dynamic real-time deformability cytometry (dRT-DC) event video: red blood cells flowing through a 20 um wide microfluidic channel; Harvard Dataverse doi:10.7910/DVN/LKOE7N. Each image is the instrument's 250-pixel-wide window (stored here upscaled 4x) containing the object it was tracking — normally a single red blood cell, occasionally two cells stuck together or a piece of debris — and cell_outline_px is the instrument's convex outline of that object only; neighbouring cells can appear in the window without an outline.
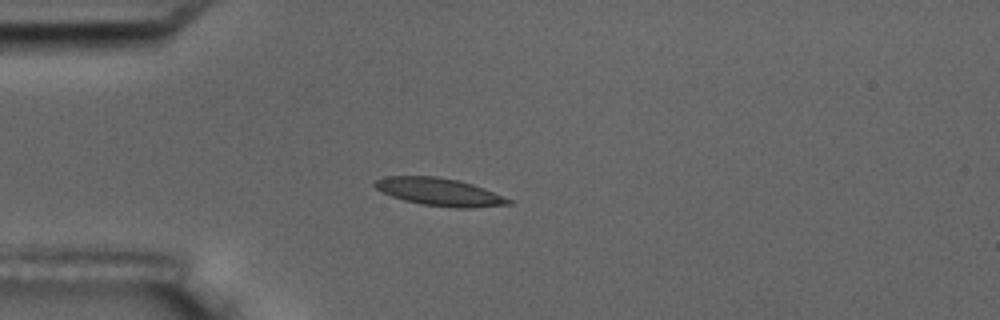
{"species": "common noctule bat (a hibernating species)", "species_latin": "Nyctalus noctula", "temperature_condition": "room temperature", "stored_images_in_passage": 1, "camera_frame_rate_fps": 3000, "um_per_image_px": 0.085, "animal": {"sex": "male", "body_mass_g": 17.5, "forearm_length_mm": 52.3}, "frame": {"image": 1, "passage_image": 1, "time_ms": 0.0, "image_size_px": [1000, 320], "cell_outline_px": [[512, 204], [472, 208], [456, 208], [420, 204], [404, 200], [392, 196], [376, 188], [372, 184], [376, 180], [384, 176], [436, 176], [460, 180], [484, 188], [512, 200]], "centroid_in_image_um": [37.36, 16.31], "position_along_channel_um": 47.6, "area_um2": 21.56}}